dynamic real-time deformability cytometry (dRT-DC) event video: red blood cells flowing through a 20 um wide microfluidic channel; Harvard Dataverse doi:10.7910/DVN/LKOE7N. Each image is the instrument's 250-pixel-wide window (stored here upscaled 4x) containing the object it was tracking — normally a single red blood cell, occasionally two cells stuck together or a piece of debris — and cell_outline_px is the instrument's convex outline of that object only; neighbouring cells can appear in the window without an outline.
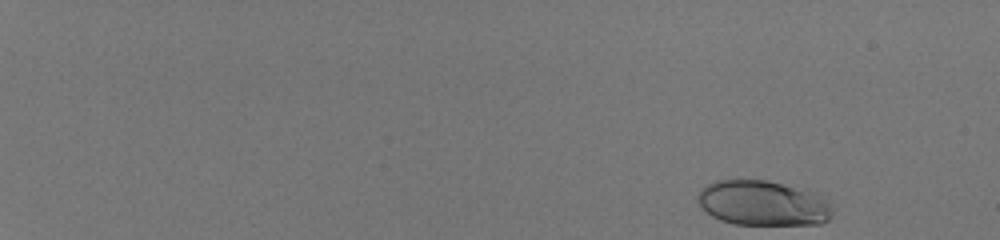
{"species": "human", "species_latin": "Homo sapiens", "temperature_condition": "room temperature", "stored_images_in_passage": 49, "camera_frame_rate_fps": 3000, "um_per_image_px": 0.085, "donor": {"sex": "male"}, "frame": {"image": 1, "passage_image": 1, "time_ms": 0.0, "image_size_px": [1000, 240], "cell_outline_px": [[832, 212], [828, 220], [820, 224], [736, 224], [720, 220], [712, 216], [700, 204], [700, 188], [716, 180], [768, 180], [820, 196], [828, 204]], "centroid_in_image_um": [64.81, 17.28], "position_along_channel_um": 20.2, "area_um2": 34.39}}
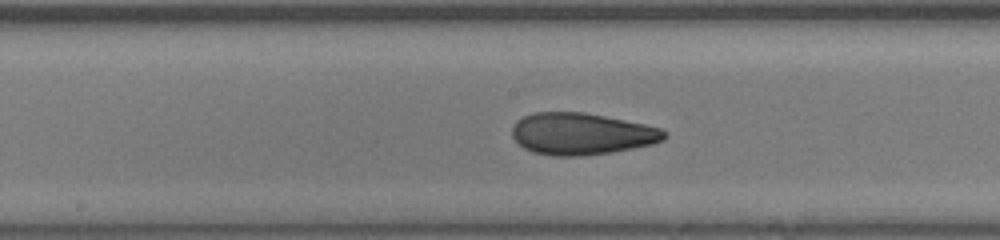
{"frame": {"image": 2, "passage_image": 29, "time_ms": 9.333, "image_size_px": [1000, 240], "cell_outline_px": [[668, 136], [664, 140], [652, 144], [612, 152], [580, 156], [552, 156], [532, 152], [524, 148], [512, 136], [512, 128], [516, 120], [532, 112], [584, 112], [644, 124], [660, 128], [668, 132]], "centroid_in_image_um": [49.43, 11.37], "position_along_channel_um": 198.8, "area_um2": 37.17}}
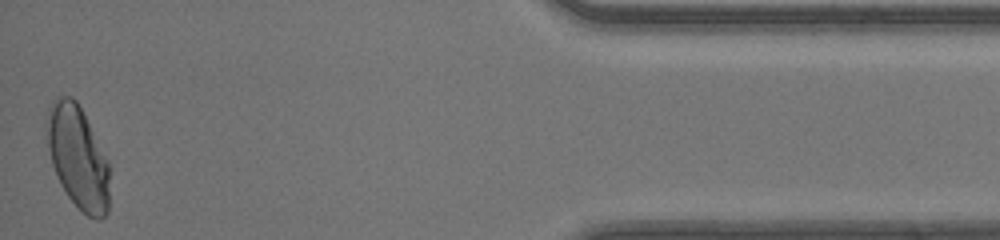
{"frame": {"image": 3, "passage_image": 49, "time_ms": 16.0, "image_size_px": [1000, 240], "cell_outline_px": [[108, 212], [100, 220], [96, 220], [88, 216], [68, 196], [60, 184], [56, 176], [52, 164], [48, 148], [44, 124], [48, 108], [52, 100], [56, 96], [72, 96], [76, 100], [108, 160]], "centroid_in_image_um": [6.57, 13.33], "position_along_channel_um": 428.6, "area_um2": 37.57}, "authors_computed_cell_mechanics": {"area_um2": 36.1828, "velocity_mm_per_s": 4.2092, "shape_relaxation_time_tau1_ms": 7.5126, "shape_relaxation_time_tau2_ms": null, "deformation_change_tau1": 0.243, "deformation_change_tau2": null}}